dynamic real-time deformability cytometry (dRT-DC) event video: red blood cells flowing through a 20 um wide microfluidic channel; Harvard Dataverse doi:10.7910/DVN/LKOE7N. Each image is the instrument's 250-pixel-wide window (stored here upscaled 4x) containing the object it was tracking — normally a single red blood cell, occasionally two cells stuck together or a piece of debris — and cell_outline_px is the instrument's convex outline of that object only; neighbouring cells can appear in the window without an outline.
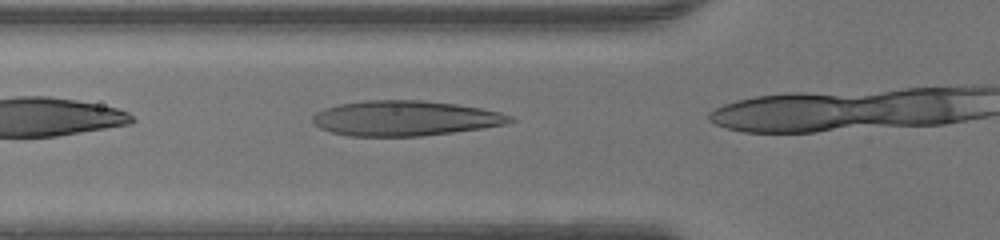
{"species": "human", "species_latin": "Homo sapiens", "temperature_condition": "warm", "stored_images_in_passage": 7, "camera_frame_rate_fps": 3000, "um_per_image_px": 0.085, "donor": {"sex": "male"}, "frame": {"image": 1, "passage_image": 4, "time_ms": 1.0, "image_size_px": [1000, 240], "cell_outline_px": [[516, 120], [504, 124], [484, 128], [420, 136], [348, 136], [332, 132], [320, 128], [312, 124], [312, 116], [316, 112], [324, 108], [340, 104], [364, 100], [420, 100], [456, 104], [480, 108], [500, 112], [512, 116]], "centroid_in_image_um": [34.4, 10.05], "position_along_channel_um": 91.4, "area_um2": 40.46}}